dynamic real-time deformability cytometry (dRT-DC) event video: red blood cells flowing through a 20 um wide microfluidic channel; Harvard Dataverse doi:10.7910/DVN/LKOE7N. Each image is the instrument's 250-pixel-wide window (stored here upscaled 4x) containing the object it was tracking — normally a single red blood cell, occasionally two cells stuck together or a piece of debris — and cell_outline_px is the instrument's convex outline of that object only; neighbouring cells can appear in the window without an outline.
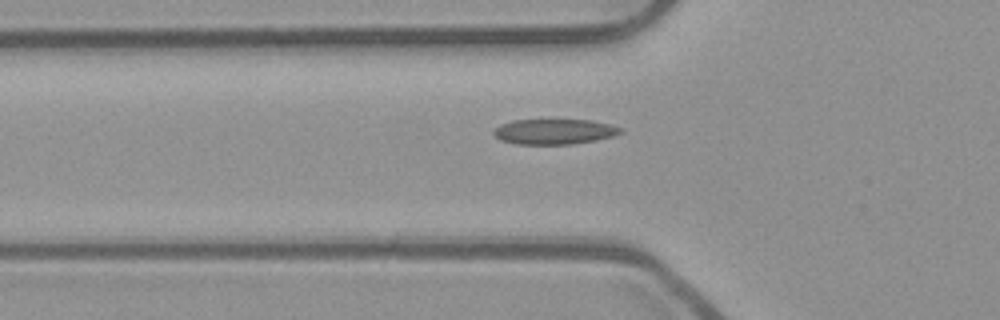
{"species": "common noctule bat (a hibernating species)", "species_latin": "Nyctalus noctula", "temperature_condition": "room temperature", "stored_images_in_passage": 34, "camera_frame_rate_fps": 3000, "um_per_image_px": 0.085, "animal": {"sex": "male", "body_mass_g": 23.1, "forearm_length_mm": 52.7}, "frame": {"image": 1, "passage_image": 3, "time_ms": 0.667, "image_size_px": [1000, 320], "cell_outline_px": [[620, 132], [612, 136], [596, 140], [572, 144], [516, 144], [500, 140], [492, 132], [500, 124], [512, 120], [592, 120], [608, 124], [620, 128]], "centroid_in_image_um": [47.06, 11.19], "position_along_channel_um": 78.7, "area_um2": 18.5}}
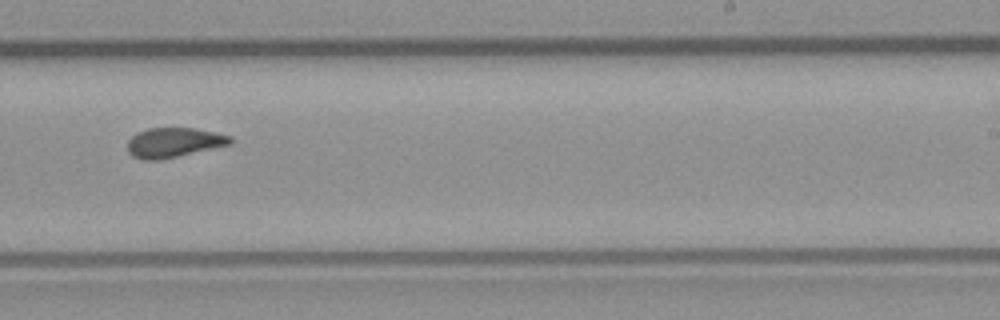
{"frame": {"image": 2, "passage_image": 18, "time_ms": 5.667, "image_size_px": [1000, 320], "cell_outline_px": [[232, 144], [176, 156], [156, 160], [144, 160], [132, 156], [128, 152], [128, 140], [132, 136], [148, 128], [192, 128], [232, 136]], "centroid_in_image_um": [14.76, 12.11], "position_along_channel_um": 274.2, "area_um2": 17.46}}
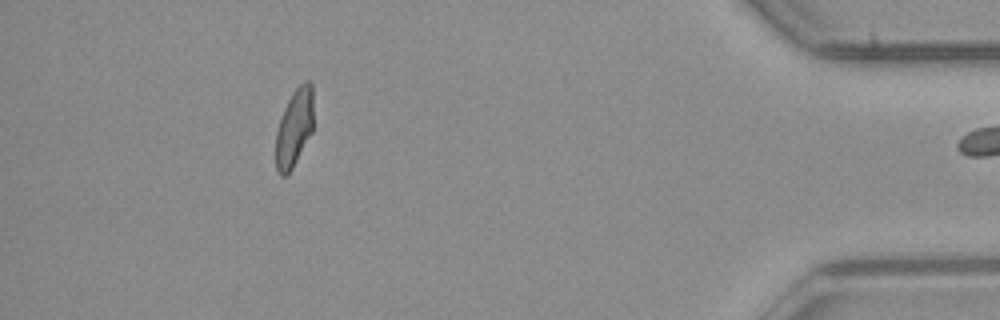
{"frame": {"image": 3, "passage_image": 33, "time_ms": 10.667, "image_size_px": [1000, 320], "cell_outline_px": [[312, 132], [292, 168], [284, 176], [280, 176], [276, 168], [276, 132], [284, 108], [292, 92], [304, 80], [308, 80], [312, 84]], "centroid_in_image_um": [25.01, 10.84], "position_along_channel_um": 410.2, "area_um2": 16.82}}